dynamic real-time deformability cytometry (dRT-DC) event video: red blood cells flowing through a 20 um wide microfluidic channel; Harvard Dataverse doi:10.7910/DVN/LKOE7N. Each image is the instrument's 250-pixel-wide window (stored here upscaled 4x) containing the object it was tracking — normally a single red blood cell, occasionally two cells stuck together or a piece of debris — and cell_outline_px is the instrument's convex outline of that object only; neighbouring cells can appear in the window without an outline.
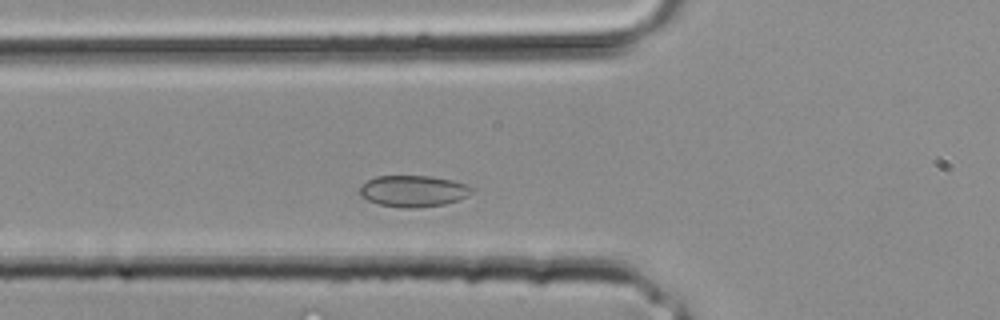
{"species": "common noctule bat (a hibernating species)", "species_latin": "Nyctalus noctula", "temperature_condition": "room temperature", "stored_images_in_passage": 24, "camera_frame_rate_fps": 3000, "um_per_image_px": 0.085, "animal": {"sex": "male", "body_mass_g": 20.4}, "frame": {"image": 1, "passage_image": 6, "time_ms": 1.667, "image_size_px": [1000, 320], "cell_outline_px": [[472, 192], [468, 196], [444, 204], [416, 208], [400, 208], [380, 204], [368, 200], [360, 196], [360, 184], [376, 176], [428, 176], [452, 180], [464, 184], [472, 188]], "centroid_in_image_um": [35.09, 16.24], "position_along_channel_um": 90.7, "area_um2": 20.4}}
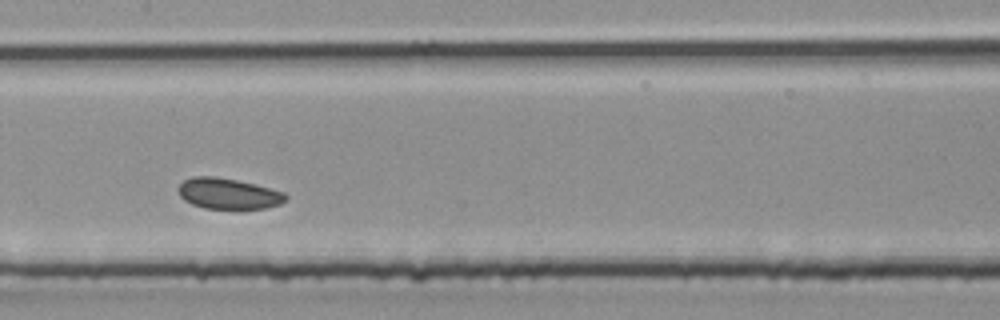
{"frame": {"image": 2, "passage_image": 11, "time_ms": 3.333, "image_size_px": [1000, 320], "cell_outline_px": [[288, 200], [280, 204], [264, 208], [240, 212], [236, 212], [204, 208], [192, 204], [184, 200], [180, 196], [176, 188], [184, 180], [192, 176], [216, 176], [236, 180], [284, 192], [288, 196]], "centroid_in_image_um": [19.4, 16.51], "position_along_channel_um": 188.0, "area_um2": 20.11}}
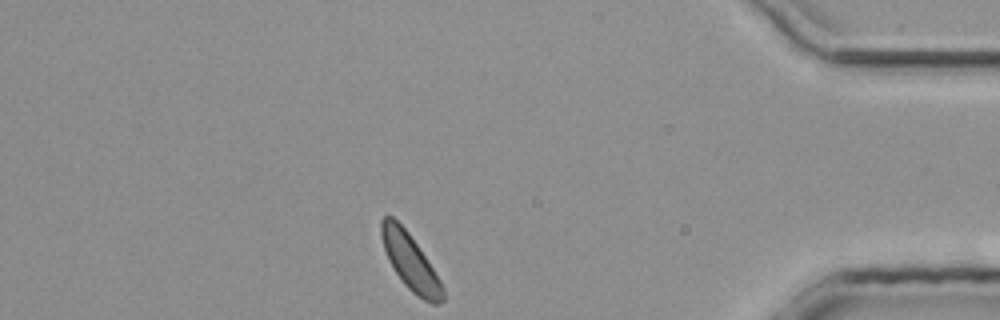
{"frame": {"image": 3, "passage_image": 24, "time_ms": 7.667, "image_size_px": [1000, 320], "cell_outline_px": [[444, 300], [436, 304], [432, 304], [416, 296], [404, 284], [388, 260], [380, 236], [380, 220], [384, 216], [392, 216], [408, 232], [440, 280], [444, 288]], "centroid_in_image_um": [34.85, 22.26], "position_along_channel_um": 400.3, "area_um2": 19.77}}